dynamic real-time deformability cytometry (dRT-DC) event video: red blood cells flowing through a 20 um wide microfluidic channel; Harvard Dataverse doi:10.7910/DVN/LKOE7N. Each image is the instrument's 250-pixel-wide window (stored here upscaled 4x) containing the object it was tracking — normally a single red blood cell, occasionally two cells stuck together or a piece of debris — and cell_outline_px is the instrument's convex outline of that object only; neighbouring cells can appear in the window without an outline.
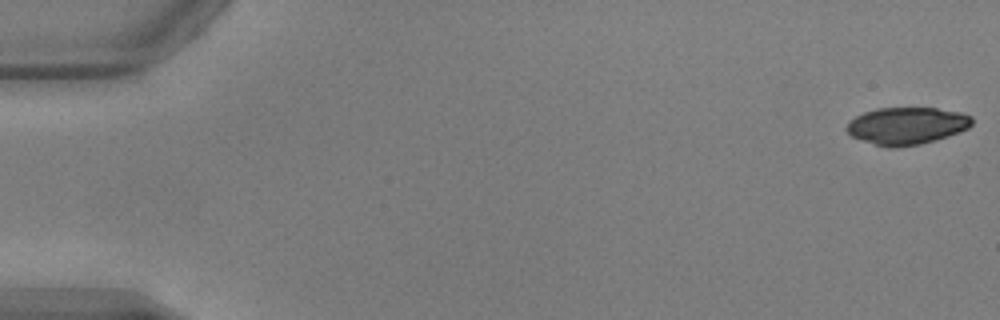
{"species": "common noctule bat (a hibernating species)", "species_latin": "Nyctalus noctula", "temperature_condition": "warm", "stored_images_in_passage": 52, "camera_frame_rate_fps": 3000, "um_per_image_px": 0.085, "animal": {"sex": "male", "body_mass_g": 17.9, "forearm_length_mm": 54.2}, "frame": {"image": 1, "passage_image": 1, "time_ms": 0.0, "image_size_px": [1000, 320], "cell_outline_px": [[972, 124], [968, 128], [960, 132], [936, 140], [920, 144], [896, 148], [888, 148], [852, 136], [844, 128], [848, 120], [864, 112], [876, 108], [936, 108], [960, 112], [972, 116]], "centroid_in_image_um": [77.07, 10.69], "position_along_channel_um": 7.9, "area_um2": 27.28}}
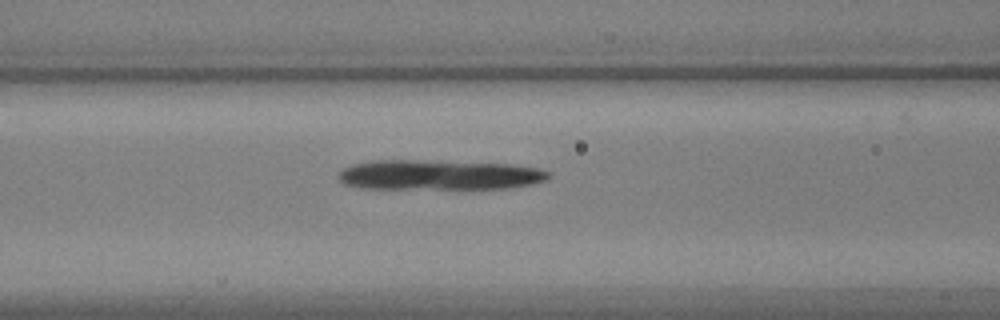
{"frame": {"image": 2, "passage_image": 22, "time_ms": 7.0, "image_size_px": [1000, 320], "cell_outline_px": [[552, 176], [548, 180], [532, 184], [508, 188], [360, 188], [344, 184], [336, 176], [344, 168], [352, 164], [372, 160], [416, 160], [512, 164], [540, 168], [552, 172]], "centroid_in_image_um": [37.36, 14.86], "position_along_channel_um": 129.2, "area_um2": 36.88}}
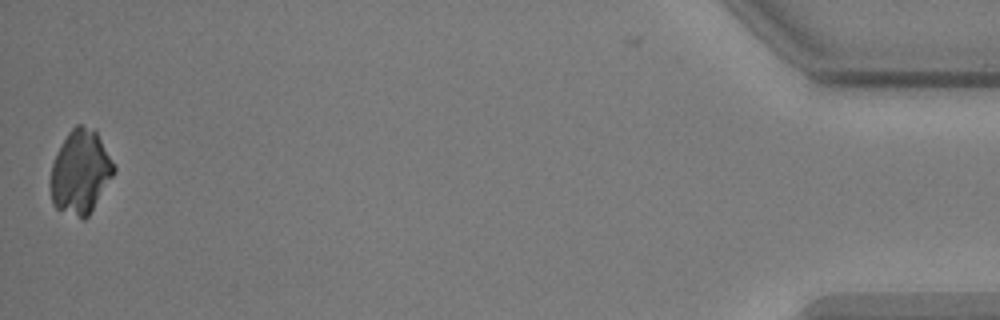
{"frame": {"image": 3, "passage_image": 52, "time_ms": 17.0, "image_size_px": [1000, 320], "cell_outline_px": [[116, 172], [88, 216], [84, 220], [56, 208], [52, 204], [48, 184], [52, 164], [68, 132], [76, 124], [80, 124], [96, 128], [116, 164]], "centroid_in_image_um": [6.86, 14.6], "position_along_channel_um": 428.3, "area_um2": 31.62}}